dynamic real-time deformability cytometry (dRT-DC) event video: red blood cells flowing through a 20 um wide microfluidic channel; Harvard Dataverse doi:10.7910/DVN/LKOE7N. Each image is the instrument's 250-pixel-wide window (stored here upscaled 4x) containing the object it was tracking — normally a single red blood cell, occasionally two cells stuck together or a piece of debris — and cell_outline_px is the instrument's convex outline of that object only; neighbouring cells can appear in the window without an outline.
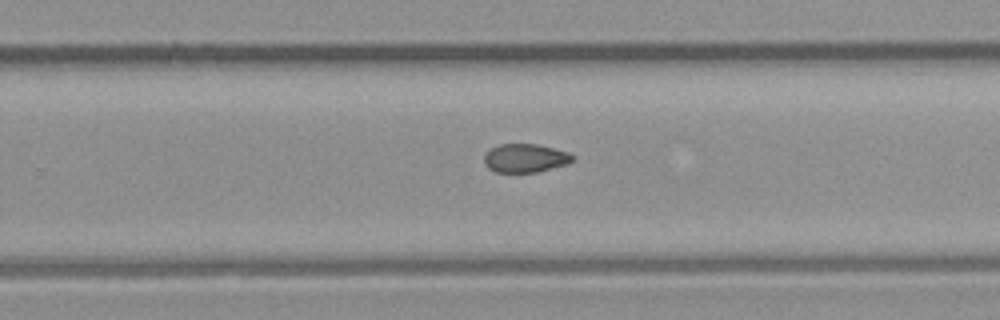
{"species": "common noctule bat (a hibernating species)", "species_latin": "Nyctalus noctula", "temperature_condition": "room temperature", "stored_images_in_passage": 18, "camera_frame_rate_fps": 3000, "um_per_image_px": 0.085, "animal": {"sex": "male", "body_mass_g": 23.1, "forearm_length_mm": 52.7}, "frame": {"image": 1, "passage_image": 11, "time_ms": 3.333, "image_size_px": [1000, 320], "cell_outline_px": [[572, 160], [568, 164], [536, 172], [496, 172], [488, 168], [484, 164], [484, 156], [492, 148], [500, 144], [536, 144], [568, 152], [572, 156]], "centroid_in_image_um": [44.62, 13.45], "position_along_channel_um": 285.2, "area_um2": 14.51}}